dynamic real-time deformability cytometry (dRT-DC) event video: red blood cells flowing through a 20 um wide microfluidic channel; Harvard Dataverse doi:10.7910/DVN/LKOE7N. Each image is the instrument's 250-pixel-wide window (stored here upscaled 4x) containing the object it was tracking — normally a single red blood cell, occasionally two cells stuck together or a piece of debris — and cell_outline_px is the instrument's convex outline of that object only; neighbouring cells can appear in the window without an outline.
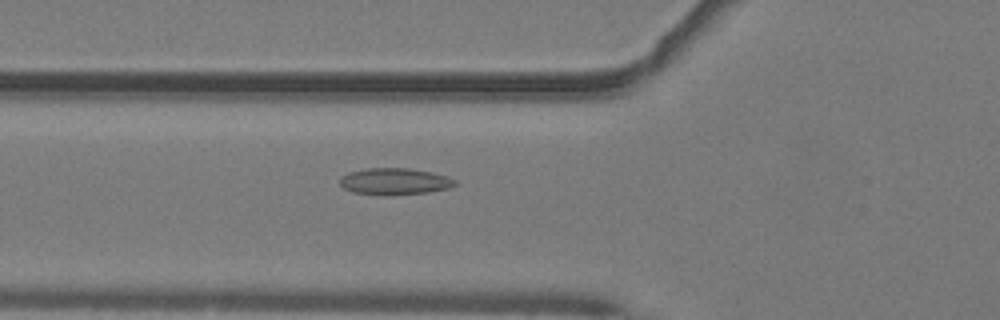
{"species": "common noctule bat (a hibernating species)", "species_latin": "Nyctalus noctula", "temperature_condition": "warm", "stored_images_in_passage": 36, "camera_frame_rate_fps": 3000, "um_per_image_px": 0.085, "animal": {"sex": "male", "body_mass_g": 19.2, "forearm_length_mm": 51.8}, "frame": {"image": 1, "passage_image": 4, "time_ms": 1.0, "image_size_px": [1000, 320], "cell_outline_px": [[456, 184], [448, 188], [428, 192], [392, 196], [388, 196], [352, 192], [344, 188], [340, 184], [340, 176], [348, 172], [364, 168], [408, 168], [432, 172], [448, 176], [456, 180]], "centroid_in_image_um": [33.52, 15.42], "position_along_channel_um": 92.3, "area_um2": 18.15}}
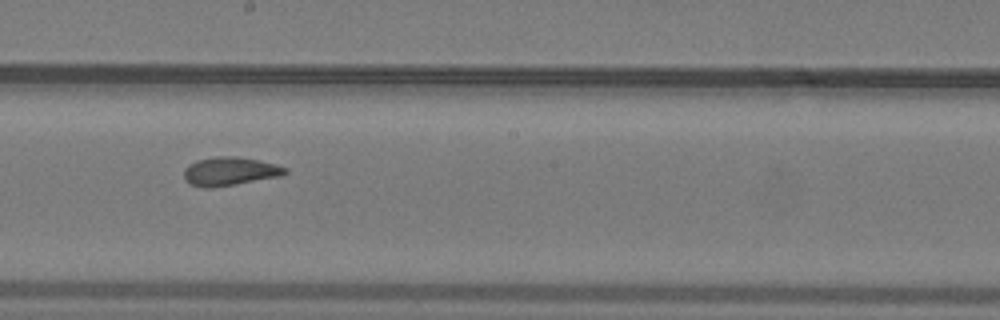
{"frame": {"image": 2, "passage_image": 14, "time_ms": 4.333, "image_size_px": [1000, 320], "cell_outline_px": [[288, 172], [280, 176], [236, 184], [212, 188], [204, 188], [188, 184], [184, 180], [184, 168], [188, 164], [196, 160], [216, 156], [236, 156], [260, 160], [276, 164], [288, 168]], "centroid_in_image_um": [19.5, 14.56], "position_along_channel_um": 228.7, "area_um2": 17.11}}
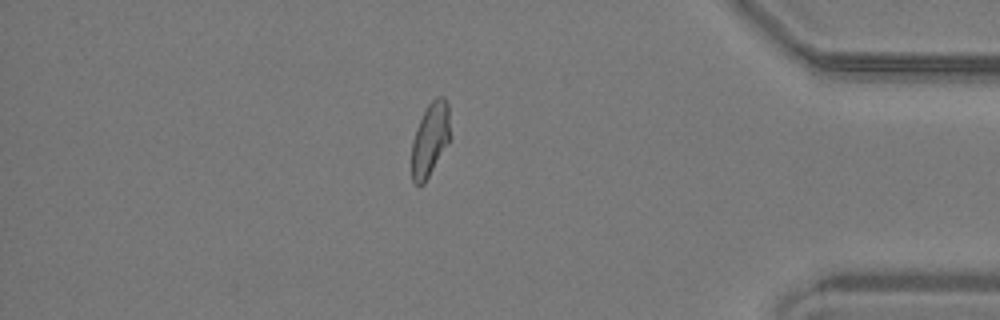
{"frame": {"image": 3, "passage_image": 29, "time_ms": 9.333, "image_size_px": [1000, 320], "cell_outline_px": [[448, 144], [424, 184], [416, 184], [412, 180], [412, 144], [416, 128], [428, 104], [436, 96], [444, 96], [448, 104]], "centroid_in_image_um": [36.54, 11.85], "position_along_channel_um": 398.7, "area_um2": 16.13}, "authors_computed_cell_mechanics": {"area_um2": 16.6464, "velocity_mm_per_s": 4.068, "shape_relaxation_time_tau1_ms": null, "shape_relaxation_time_tau2_ms": 1.9363, "deformation_change_tau1": null, "deformation_change_tau2": 0.0735}}